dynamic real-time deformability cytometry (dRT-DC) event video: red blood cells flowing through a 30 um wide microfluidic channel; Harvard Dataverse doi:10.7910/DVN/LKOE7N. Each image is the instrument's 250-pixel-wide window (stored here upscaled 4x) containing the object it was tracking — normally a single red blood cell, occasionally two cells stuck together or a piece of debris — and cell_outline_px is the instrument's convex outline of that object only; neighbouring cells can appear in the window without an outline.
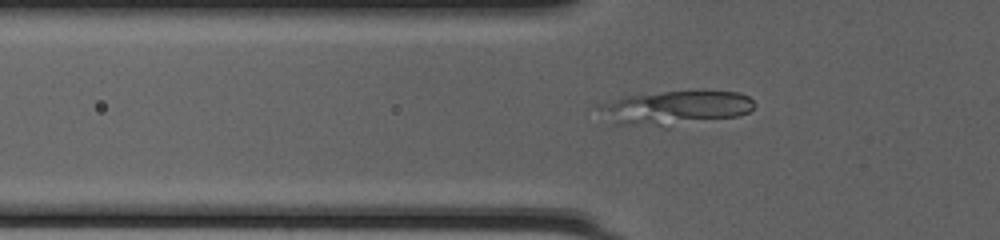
{"species": "common noctule bat (a hibernating species)", "species_latin": "Nyctalus noctula", "temperature_condition": "cold", "stored_images_in_passage": 51, "camera_frame_rate_fps": 3000, "um_per_image_px": 0.085, "animal": {"sex": "female", "body_mass_g": 20.0, "forearm_length_mm": 54.0}, "frame": {"image": 1, "passage_image": 19, "time_ms": 6.0, "image_size_px": [1000, 240], "cell_outline_px": [[756, 104], [748, 112], [740, 116], [668, 128], [664, 128], [616, 124], [596, 108], [592, 104], [628, 96], [664, 92], [704, 88], [740, 92], [748, 96]], "centroid_in_image_um": [57.47, 9.16], "position_along_channel_um": 68.3, "area_um2": 32.43}}
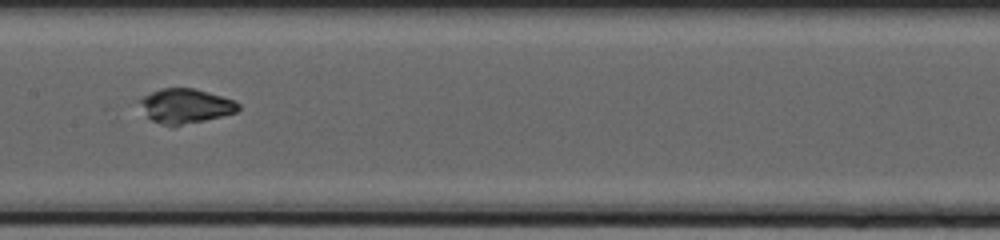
{"frame": {"image": 2, "passage_image": 28, "time_ms": 9.0, "image_size_px": [1000, 240], "cell_outline_px": [[240, 108], [236, 112], [172, 128], [160, 124], [152, 120], [148, 116], [136, 100], [160, 88], [192, 88], [236, 100], [240, 104]], "centroid_in_image_um": [15.74, 9.02], "position_along_channel_um": 191.7, "area_um2": 19.94}}
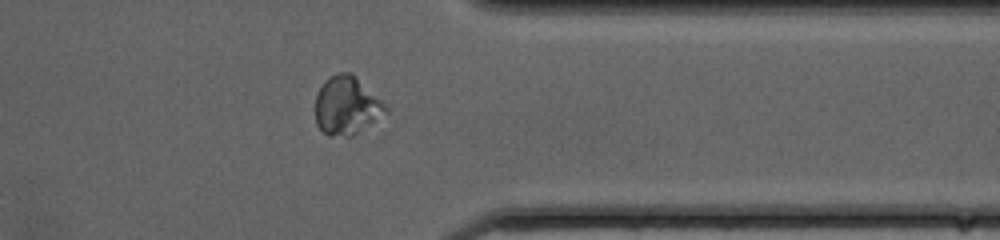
{"frame": {"image": 3, "passage_image": 42, "time_ms": 13.667, "image_size_px": [1000, 240], "cell_outline_px": [[388, 112], [352, 136], [328, 136], [316, 124], [316, 92], [324, 80], [340, 72], [352, 72], [388, 108]], "centroid_in_image_um": [29.44, 8.97], "position_along_channel_um": 382.0, "area_um2": 23.7}}